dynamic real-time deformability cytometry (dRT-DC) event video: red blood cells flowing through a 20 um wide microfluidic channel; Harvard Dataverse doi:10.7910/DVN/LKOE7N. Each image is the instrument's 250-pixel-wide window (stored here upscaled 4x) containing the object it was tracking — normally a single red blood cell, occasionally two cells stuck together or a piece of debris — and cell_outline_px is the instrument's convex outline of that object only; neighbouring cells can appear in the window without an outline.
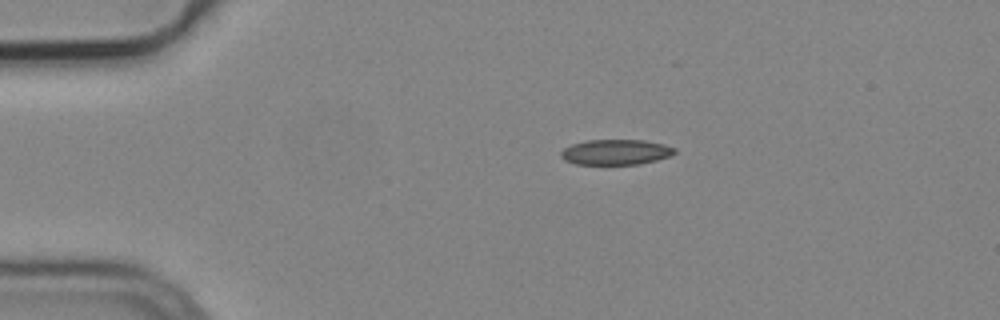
{"species": "common noctule bat (a hibernating species)", "species_latin": "Nyctalus noctula", "temperature_condition": "cold", "stored_images_in_passage": 5, "camera_frame_rate_fps": 3000, "um_per_image_px": 0.085, "animal": {"sex": "male", "body_mass_g": 19.2, "forearm_length_mm": 51.8}, "frame": {"image": 1, "passage_image": 1, "time_ms": 0.0, "image_size_px": [1000, 320], "cell_outline_px": [[676, 152], [668, 156], [656, 160], [636, 164], [576, 164], [564, 160], [560, 156], [560, 152], [564, 148], [572, 144], [588, 140], [644, 140], [664, 144], [676, 148]], "centroid_in_image_um": [52.32, 12.92], "position_along_channel_um": 32.7, "area_um2": 16.7}}
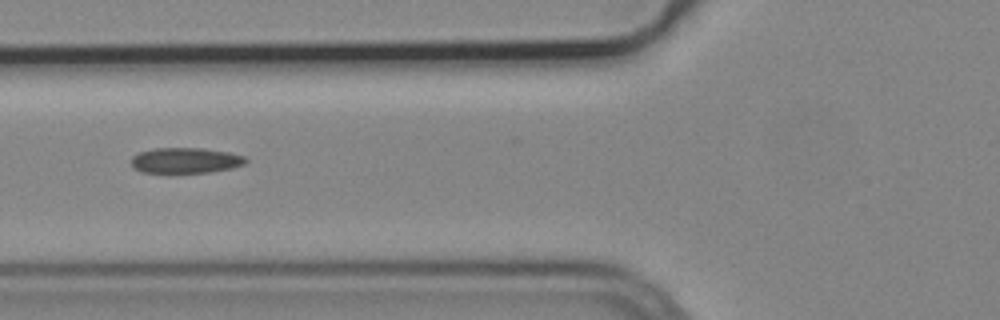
{"frame": {"image": 2, "passage_image": 4, "time_ms": 1.0, "image_size_px": [1000, 320], "cell_outline_px": [[248, 160], [244, 164], [232, 168], [208, 172], [140, 172], [132, 168], [132, 156], [140, 152], [156, 148], [204, 148], [228, 152], [244, 156]], "centroid_in_image_um": [15.76, 13.63], "position_along_channel_um": 110.0, "area_um2": 16.94}}
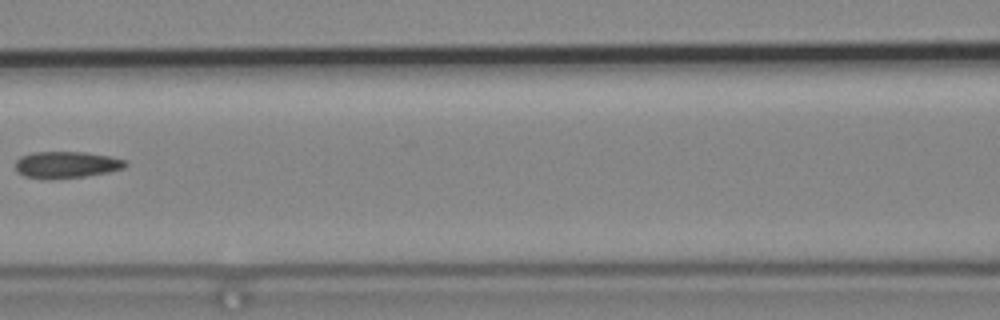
{"frame": {"image": 3, "passage_image": 5, "time_ms": 1.333, "image_size_px": [1000, 320], "cell_outline_px": [[128, 164], [124, 168], [108, 172], [84, 176], [48, 180], [24, 176], [16, 172], [16, 160], [20, 156], [32, 152], [84, 152], [112, 156], [128, 160]], "centroid_in_image_um": [5.65, 14.0], "position_along_channel_um": 161.0, "area_um2": 17.4}}